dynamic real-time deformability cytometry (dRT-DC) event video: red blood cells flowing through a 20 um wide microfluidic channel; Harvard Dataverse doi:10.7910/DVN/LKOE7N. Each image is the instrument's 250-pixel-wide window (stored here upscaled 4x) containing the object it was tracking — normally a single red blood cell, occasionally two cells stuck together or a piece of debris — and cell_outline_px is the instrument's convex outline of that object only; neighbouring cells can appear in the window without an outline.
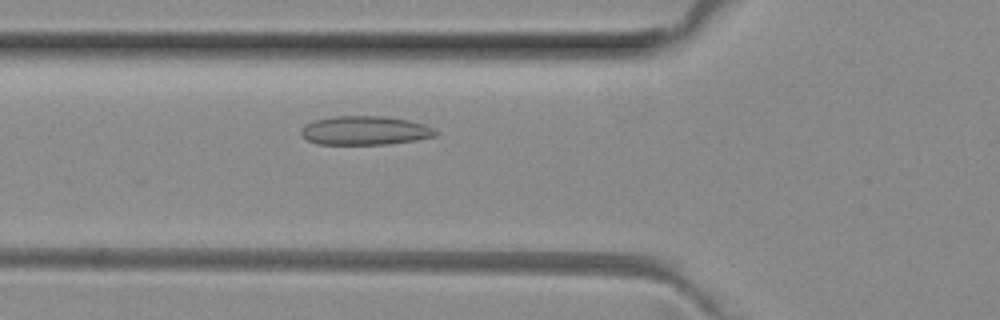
{"species": "common noctule bat (a hibernating species)", "species_latin": "Nyctalus noctula", "temperature_condition": "room temperature", "stored_images_in_passage": 20, "camera_frame_rate_fps": 3000, "um_per_image_px": 0.085, "animal": {"sex": "female", "body_mass_g": 29.2, "forearm_length_mm": 56.3}, "frame": {"image": 1, "passage_image": 9, "time_ms": 2.667, "image_size_px": [1000, 320], "cell_outline_px": [[440, 132], [436, 136], [416, 140], [388, 144], [320, 144], [308, 140], [300, 132], [300, 128], [304, 124], [312, 120], [336, 116], [384, 116], [408, 120], [424, 124]], "centroid_in_image_um": [31.02, 11.09], "position_along_channel_um": 94.8, "area_um2": 22.72}}
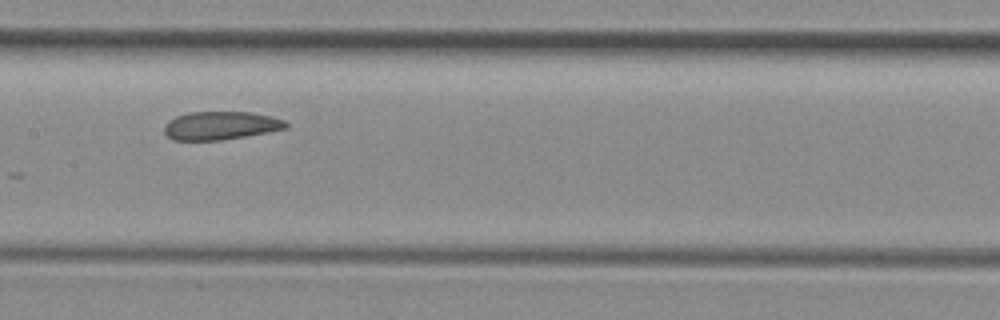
{"frame": {"image": 2, "passage_image": 16, "time_ms": 5.0, "image_size_px": [1000, 320], "cell_outline_px": [[288, 128], [268, 132], [220, 140], [172, 140], [164, 132], [164, 124], [168, 120], [176, 116], [188, 112], [252, 112], [272, 116], [284, 120], [288, 124]], "centroid_in_image_um": [18.74, 10.66], "position_along_channel_um": 188.7, "area_um2": 20.11}}
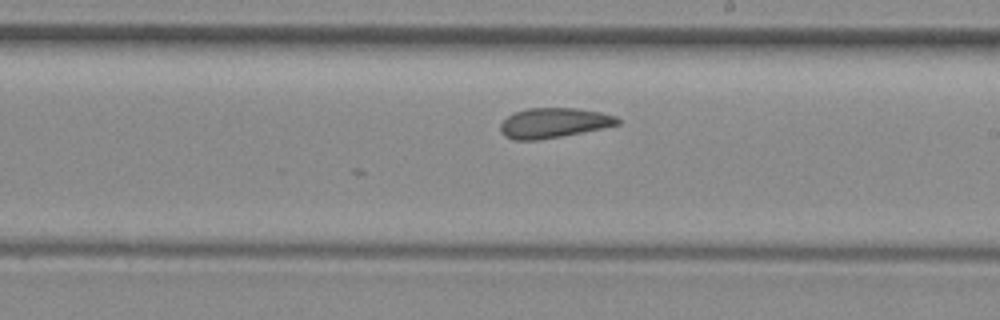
{"frame": {"image": 3, "passage_image": 20, "time_ms": 6.333, "image_size_px": [1000, 320], "cell_outline_px": [[620, 124], [584, 132], [536, 140], [512, 140], [504, 136], [500, 132], [500, 124], [508, 116], [516, 112], [528, 108], [576, 108], [600, 112], [616, 116], [620, 120]], "centroid_in_image_um": [47.05, 10.45], "position_along_channel_um": 241.9, "area_um2": 20.4}}